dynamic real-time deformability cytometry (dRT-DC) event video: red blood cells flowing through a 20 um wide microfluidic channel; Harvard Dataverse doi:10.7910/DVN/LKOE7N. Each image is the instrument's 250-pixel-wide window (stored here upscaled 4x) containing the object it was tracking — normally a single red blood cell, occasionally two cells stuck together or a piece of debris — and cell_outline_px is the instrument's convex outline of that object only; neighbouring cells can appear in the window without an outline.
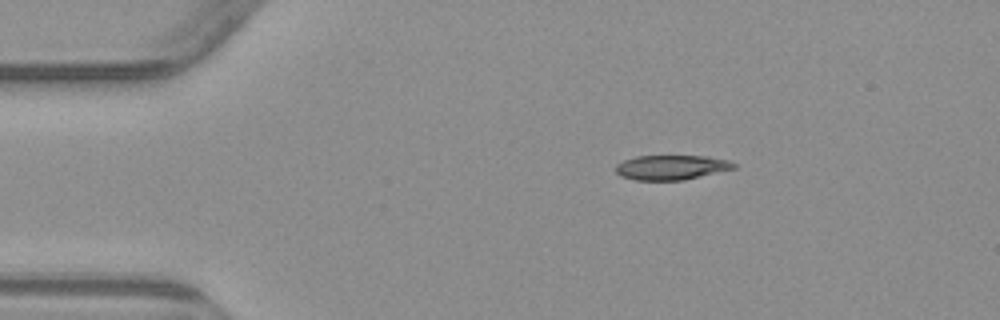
{"species": "common noctule bat (a hibernating species)", "species_latin": "Nyctalus noctula", "temperature_condition": "warm", "stored_images_in_passage": 5, "camera_frame_rate_fps": 3000, "um_per_image_px": 0.085, "animal": {"sex": "male", "body_mass_g": 23.1, "forearm_length_mm": 52.7}, "frame": {"image": 1, "passage_image": 2, "time_ms": 2.333, "image_size_px": [1000, 320], "cell_outline_px": [[736, 168], [684, 180], [636, 180], [620, 176], [616, 172], [616, 164], [624, 160], [636, 156], [708, 156], [728, 160], [736, 164]], "centroid_in_image_um": [57.06, 14.23], "position_along_channel_um": 27.9, "area_um2": 16.99}}
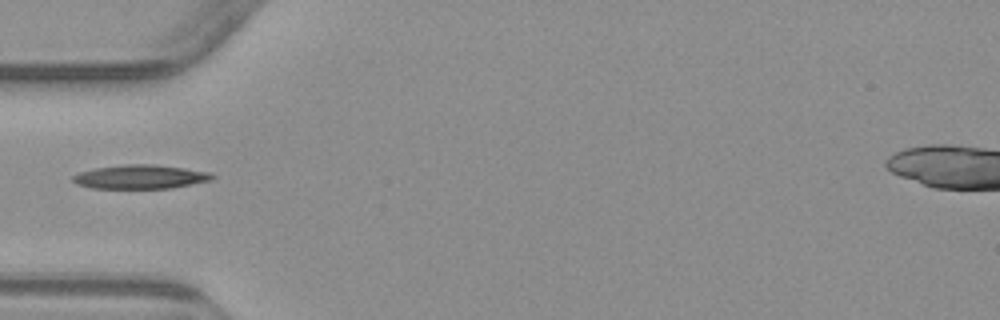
{"frame": {"image": 2, "passage_image": 4, "time_ms": 5.0, "image_size_px": [1000, 320], "cell_outline_px": [[216, 176], [212, 180], [172, 188], [92, 188], [76, 184], [72, 180], [72, 176], [80, 172], [96, 168], [124, 164], [152, 164], [184, 168], [212, 172]], "centroid_in_image_um": [11.96, 15.03], "position_along_channel_um": 73.0, "area_um2": 19.48}}
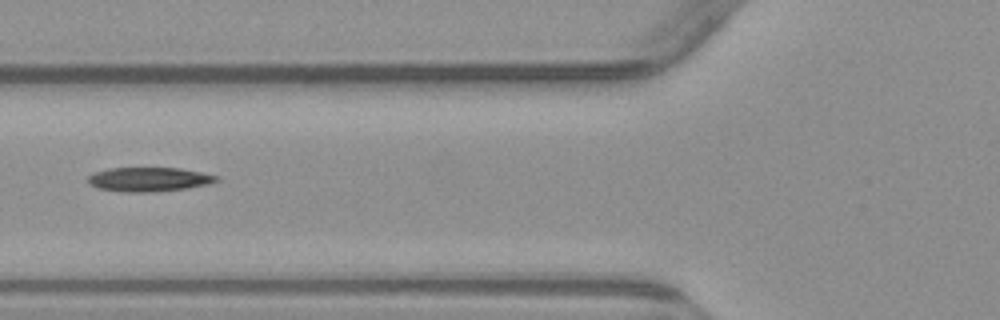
{"frame": {"image": 3, "passage_image": 5, "time_ms": 6.0, "image_size_px": [1000, 320], "cell_outline_px": [[220, 180], [212, 184], [188, 188], [156, 192], [120, 192], [100, 188], [88, 184], [88, 176], [92, 172], [108, 168], [180, 168], [220, 176]], "centroid_in_image_um": [12.69, 15.25], "position_along_channel_um": 113.1, "area_um2": 18.44}}